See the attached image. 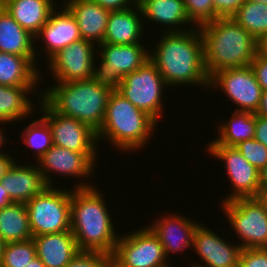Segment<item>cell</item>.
<instances>
[{"label": "cell", "instance_id": "6da1fadb", "mask_svg": "<svg viewBox=\"0 0 267 267\" xmlns=\"http://www.w3.org/2000/svg\"><path fill=\"white\" fill-rule=\"evenodd\" d=\"M159 39V40H158ZM149 50L166 85L197 86L209 90L210 78L204 65L203 40L199 27L182 32H162Z\"/></svg>", "mask_w": 267, "mask_h": 267}, {"label": "cell", "instance_id": "7a4b0ae2", "mask_svg": "<svg viewBox=\"0 0 267 267\" xmlns=\"http://www.w3.org/2000/svg\"><path fill=\"white\" fill-rule=\"evenodd\" d=\"M99 191L96 186L72 187L71 231L79 251H99L112 256L120 234Z\"/></svg>", "mask_w": 267, "mask_h": 267}, {"label": "cell", "instance_id": "3957f363", "mask_svg": "<svg viewBox=\"0 0 267 267\" xmlns=\"http://www.w3.org/2000/svg\"><path fill=\"white\" fill-rule=\"evenodd\" d=\"M114 88V83L97 75L79 81L55 82L42 90V98L57 113L77 119L98 132Z\"/></svg>", "mask_w": 267, "mask_h": 267}, {"label": "cell", "instance_id": "277c9868", "mask_svg": "<svg viewBox=\"0 0 267 267\" xmlns=\"http://www.w3.org/2000/svg\"><path fill=\"white\" fill-rule=\"evenodd\" d=\"M199 29L209 78L224 69L249 66L258 53L257 40L232 18H216Z\"/></svg>", "mask_w": 267, "mask_h": 267}, {"label": "cell", "instance_id": "5b68a950", "mask_svg": "<svg viewBox=\"0 0 267 267\" xmlns=\"http://www.w3.org/2000/svg\"><path fill=\"white\" fill-rule=\"evenodd\" d=\"M156 125L158 122L153 117L114 88L107 102L103 124L97 132L98 144L106 140L114 149L131 154L147 146L153 137L151 135L156 132Z\"/></svg>", "mask_w": 267, "mask_h": 267}, {"label": "cell", "instance_id": "8992f818", "mask_svg": "<svg viewBox=\"0 0 267 267\" xmlns=\"http://www.w3.org/2000/svg\"><path fill=\"white\" fill-rule=\"evenodd\" d=\"M47 186L26 203L33 236L71 230V188Z\"/></svg>", "mask_w": 267, "mask_h": 267}, {"label": "cell", "instance_id": "52a82bcc", "mask_svg": "<svg viewBox=\"0 0 267 267\" xmlns=\"http://www.w3.org/2000/svg\"><path fill=\"white\" fill-rule=\"evenodd\" d=\"M166 88L169 89L157 67L150 60L115 84V89L120 94L157 122L163 119V113L166 112L163 103Z\"/></svg>", "mask_w": 267, "mask_h": 267}, {"label": "cell", "instance_id": "ba28073f", "mask_svg": "<svg viewBox=\"0 0 267 267\" xmlns=\"http://www.w3.org/2000/svg\"><path fill=\"white\" fill-rule=\"evenodd\" d=\"M242 248H267V212L257 197L237 198L220 203ZM241 240V241H240Z\"/></svg>", "mask_w": 267, "mask_h": 267}, {"label": "cell", "instance_id": "9c48e42d", "mask_svg": "<svg viewBox=\"0 0 267 267\" xmlns=\"http://www.w3.org/2000/svg\"><path fill=\"white\" fill-rule=\"evenodd\" d=\"M37 112L42 113L40 116L49 124L54 145L84 153L96 165L99 158L97 132L77 119L57 113L43 98Z\"/></svg>", "mask_w": 267, "mask_h": 267}, {"label": "cell", "instance_id": "30bf717a", "mask_svg": "<svg viewBox=\"0 0 267 267\" xmlns=\"http://www.w3.org/2000/svg\"><path fill=\"white\" fill-rule=\"evenodd\" d=\"M121 234L111 257L122 267H173L148 225Z\"/></svg>", "mask_w": 267, "mask_h": 267}, {"label": "cell", "instance_id": "8fae6325", "mask_svg": "<svg viewBox=\"0 0 267 267\" xmlns=\"http://www.w3.org/2000/svg\"><path fill=\"white\" fill-rule=\"evenodd\" d=\"M97 45L80 39L60 50L46 65L55 82H72L98 75Z\"/></svg>", "mask_w": 267, "mask_h": 267}, {"label": "cell", "instance_id": "7c38bea8", "mask_svg": "<svg viewBox=\"0 0 267 267\" xmlns=\"http://www.w3.org/2000/svg\"><path fill=\"white\" fill-rule=\"evenodd\" d=\"M205 149L210 154L209 157L224 163L226 175L231 184V192L224 196L220 203L237 198L257 197L260 190L259 170L251 165L236 147L207 145Z\"/></svg>", "mask_w": 267, "mask_h": 267}, {"label": "cell", "instance_id": "4fadbf2b", "mask_svg": "<svg viewBox=\"0 0 267 267\" xmlns=\"http://www.w3.org/2000/svg\"><path fill=\"white\" fill-rule=\"evenodd\" d=\"M209 89H221L231 104H236L234 111L252 113L257 112L263 92L250 65L216 72L210 78Z\"/></svg>", "mask_w": 267, "mask_h": 267}, {"label": "cell", "instance_id": "5bb4252c", "mask_svg": "<svg viewBox=\"0 0 267 267\" xmlns=\"http://www.w3.org/2000/svg\"><path fill=\"white\" fill-rule=\"evenodd\" d=\"M37 162L47 186H54L53 182H56V179H53V177L57 173L58 176L62 175L66 178L68 176L73 179L76 178V182L78 181L77 178L80 177L81 183L77 182V184L73 185V188L96 186L90 179L94 176V169L97 168V166L84 153L74 152L53 144ZM51 174L54 176H51ZM92 174L93 176H91ZM89 176L90 179L88 181L86 178L88 179ZM83 178H85L84 182Z\"/></svg>", "mask_w": 267, "mask_h": 267}, {"label": "cell", "instance_id": "9a60e30c", "mask_svg": "<svg viewBox=\"0 0 267 267\" xmlns=\"http://www.w3.org/2000/svg\"><path fill=\"white\" fill-rule=\"evenodd\" d=\"M144 44H107L97 45L98 76L116 84L124 76L136 71L149 59V48Z\"/></svg>", "mask_w": 267, "mask_h": 267}, {"label": "cell", "instance_id": "2e32d148", "mask_svg": "<svg viewBox=\"0 0 267 267\" xmlns=\"http://www.w3.org/2000/svg\"><path fill=\"white\" fill-rule=\"evenodd\" d=\"M80 39L82 38L75 17L64 5L59 6V8L56 7L50 13L48 21L34 36V51L35 56H37V62H39L38 60L41 57L47 60L44 62H48L60 50ZM41 42L43 43L42 45ZM38 43L40 48L38 47Z\"/></svg>", "mask_w": 267, "mask_h": 267}, {"label": "cell", "instance_id": "e0dca14e", "mask_svg": "<svg viewBox=\"0 0 267 267\" xmlns=\"http://www.w3.org/2000/svg\"><path fill=\"white\" fill-rule=\"evenodd\" d=\"M199 222L193 235V251L200 257L191 267H238L242 247ZM233 243V244H232ZM202 262V263H200ZM197 263V264H196Z\"/></svg>", "mask_w": 267, "mask_h": 267}, {"label": "cell", "instance_id": "ac0fdd59", "mask_svg": "<svg viewBox=\"0 0 267 267\" xmlns=\"http://www.w3.org/2000/svg\"><path fill=\"white\" fill-rule=\"evenodd\" d=\"M161 215L148 227L159 238L167 260H170V254H185L188 248L193 250V235L199 225L196 219L192 220L181 213L174 212H169L165 216L161 213Z\"/></svg>", "mask_w": 267, "mask_h": 267}, {"label": "cell", "instance_id": "d6986e66", "mask_svg": "<svg viewBox=\"0 0 267 267\" xmlns=\"http://www.w3.org/2000/svg\"><path fill=\"white\" fill-rule=\"evenodd\" d=\"M0 183L15 203H27L47 187L37 162L25 165L18 160L12 163Z\"/></svg>", "mask_w": 267, "mask_h": 267}, {"label": "cell", "instance_id": "ffe728a7", "mask_svg": "<svg viewBox=\"0 0 267 267\" xmlns=\"http://www.w3.org/2000/svg\"><path fill=\"white\" fill-rule=\"evenodd\" d=\"M138 4L144 23L154 26L158 23L162 26L161 32H182L196 28L187 16L183 0H140Z\"/></svg>", "mask_w": 267, "mask_h": 267}, {"label": "cell", "instance_id": "44dd1931", "mask_svg": "<svg viewBox=\"0 0 267 267\" xmlns=\"http://www.w3.org/2000/svg\"><path fill=\"white\" fill-rule=\"evenodd\" d=\"M142 20V11L138 3L125 10L110 11L103 43L143 44L146 27Z\"/></svg>", "mask_w": 267, "mask_h": 267}, {"label": "cell", "instance_id": "7402d4cb", "mask_svg": "<svg viewBox=\"0 0 267 267\" xmlns=\"http://www.w3.org/2000/svg\"><path fill=\"white\" fill-rule=\"evenodd\" d=\"M38 87V88H37ZM40 86H3L0 85V121L7 122L8 126L9 124L15 125V121L22 122L24 119L32 118L31 115L34 117L35 114L38 115L37 109L34 110V108H37V103L42 98V88L39 89ZM41 91H39V90ZM35 91V94H33ZM41 92V93H40ZM35 95L36 105L33 103V95ZM38 94V97L37 95ZM31 99V101H30ZM38 101V102H37ZM36 107H34V106ZM35 111V112H33ZM35 113V114H34ZM12 122L14 124H12Z\"/></svg>", "mask_w": 267, "mask_h": 267}, {"label": "cell", "instance_id": "603a6c76", "mask_svg": "<svg viewBox=\"0 0 267 267\" xmlns=\"http://www.w3.org/2000/svg\"><path fill=\"white\" fill-rule=\"evenodd\" d=\"M63 4L75 17L82 39L103 43L110 11L91 0H68Z\"/></svg>", "mask_w": 267, "mask_h": 267}, {"label": "cell", "instance_id": "cb8c5ba5", "mask_svg": "<svg viewBox=\"0 0 267 267\" xmlns=\"http://www.w3.org/2000/svg\"><path fill=\"white\" fill-rule=\"evenodd\" d=\"M36 56H20L0 52V85L39 86L43 71ZM42 70V72H40Z\"/></svg>", "mask_w": 267, "mask_h": 267}, {"label": "cell", "instance_id": "d4e9b609", "mask_svg": "<svg viewBox=\"0 0 267 267\" xmlns=\"http://www.w3.org/2000/svg\"><path fill=\"white\" fill-rule=\"evenodd\" d=\"M33 240L45 267H65L79 251L71 230L33 236Z\"/></svg>", "mask_w": 267, "mask_h": 267}, {"label": "cell", "instance_id": "484cf974", "mask_svg": "<svg viewBox=\"0 0 267 267\" xmlns=\"http://www.w3.org/2000/svg\"><path fill=\"white\" fill-rule=\"evenodd\" d=\"M56 3L55 0H0L5 10L32 36L39 32L50 13L59 6Z\"/></svg>", "mask_w": 267, "mask_h": 267}, {"label": "cell", "instance_id": "4316f807", "mask_svg": "<svg viewBox=\"0 0 267 267\" xmlns=\"http://www.w3.org/2000/svg\"><path fill=\"white\" fill-rule=\"evenodd\" d=\"M230 118L217 125V137L207 145L235 147L240 142L255 137L256 114L252 112L232 111ZM221 123V124H220ZM219 135V136H218Z\"/></svg>", "mask_w": 267, "mask_h": 267}, {"label": "cell", "instance_id": "83f0119b", "mask_svg": "<svg viewBox=\"0 0 267 267\" xmlns=\"http://www.w3.org/2000/svg\"><path fill=\"white\" fill-rule=\"evenodd\" d=\"M0 52L35 56L34 36L23 29L0 4Z\"/></svg>", "mask_w": 267, "mask_h": 267}, {"label": "cell", "instance_id": "f1b7e54d", "mask_svg": "<svg viewBox=\"0 0 267 267\" xmlns=\"http://www.w3.org/2000/svg\"><path fill=\"white\" fill-rule=\"evenodd\" d=\"M0 238L4 243L33 238L26 203H12L0 209Z\"/></svg>", "mask_w": 267, "mask_h": 267}, {"label": "cell", "instance_id": "f546056e", "mask_svg": "<svg viewBox=\"0 0 267 267\" xmlns=\"http://www.w3.org/2000/svg\"><path fill=\"white\" fill-rule=\"evenodd\" d=\"M259 43L267 36V4L245 1L231 17Z\"/></svg>", "mask_w": 267, "mask_h": 267}, {"label": "cell", "instance_id": "4dcf8cb0", "mask_svg": "<svg viewBox=\"0 0 267 267\" xmlns=\"http://www.w3.org/2000/svg\"><path fill=\"white\" fill-rule=\"evenodd\" d=\"M38 117L39 118H35L36 120L33 119L27 126H24V129L20 134L22 144L24 143V145L30 148V152L35 156V162L38 161L53 145L49 124L42 116L40 117L38 115Z\"/></svg>", "mask_w": 267, "mask_h": 267}, {"label": "cell", "instance_id": "1f68e13d", "mask_svg": "<svg viewBox=\"0 0 267 267\" xmlns=\"http://www.w3.org/2000/svg\"><path fill=\"white\" fill-rule=\"evenodd\" d=\"M33 238L25 241L5 243L2 250L0 267H26L36 257Z\"/></svg>", "mask_w": 267, "mask_h": 267}, {"label": "cell", "instance_id": "d6a6232c", "mask_svg": "<svg viewBox=\"0 0 267 267\" xmlns=\"http://www.w3.org/2000/svg\"><path fill=\"white\" fill-rule=\"evenodd\" d=\"M183 1L187 16L196 27L214 20V7L212 0Z\"/></svg>", "mask_w": 267, "mask_h": 267}, {"label": "cell", "instance_id": "836d02e7", "mask_svg": "<svg viewBox=\"0 0 267 267\" xmlns=\"http://www.w3.org/2000/svg\"><path fill=\"white\" fill-rule=\"evenodd\" d=\"M235 147L259 171L267 164V147L254 138L242 141Z\"/></svg>", "mask_w": 267, "mask_h": 267}, {"label": "cell", "instance_id": "e575fe53", "mask_svg": "<svg viewBox=\"0 0 267 267\" xmlns=\"http://www.w3.org/2000/svg\"><path fill=\"white\" fill-rule=\"evenodd\" d=\"M109 257L99 251H78L65 267H105Z\"/></svg>", "mask_w": 267, "mask_h": 267}, {"label": "cell", "instance_id": "d590c367", "mask_svg": "<svg viewBox=\"0 0 267 267\" xmlns=\"http://www.w3.org/2000/svg\"><path fill=\"white\" fill-rule=\"evenodd\" d=\"M238 267H267V248H242Z\"/></svg>", "mask_w": 267, "mask_h": 267}, {"label": "cell", "instance_id": "8d00e7d4", "mask_svg": "<svg viewBox=\"0 0 267 267\" xmlns=\"http://www.w3.org/2000/svg\"><path fill=\"white\" fill-rule=\"evenodd\" d=\"M246 0H212L214 20L216 18H231Z\"/></svg>", "mask_w": 267, "mask_h": 267}, {"label": "cell", "instance_id": "74e56055", "mask_svg": "<svg viewBox=\"0 0 267 267\" xmlns=\"http://www.w3.org/2000/svg\"><path fill=\"white\" fill-rule=\"evenodd\" d=\"M250 66L254 71L256 80L261 86L262 91H267V59L258 52Z\"/></svg>", "mask_w": 267, "mask_h": 267}, {"label": "cell", "instance_id": "f35d334b", "mask_svg": "<svg viewBox=\"0 0 267 267\" xmlns=\"http://www.w3.org/2000/svg\"><path fill=\"white\" fill-rule=\"evenodd\" d=\"M91 1L99 4L101 7L109 11L125 10L137 3L136 0H91Z\"/></svg>", "mask_w": 267, "mask_h": 267}, {"label": "cell", "instance_id": "ab89813d", "mask_svg": "<svg viewBox=\"0 0 267 267\" xmlns=\"http://www.w3.org/2000/svg\"><path fill=\"white\" fill-rule=\"evenodd\" d=\"M255 140L267 147V118L256 114Z\"/></svg>", "mask_w": 267, "mask_h": 267}, {"label": "cell", "instance_id": "60d3db41", "mask_svg": "<svg viewBox=\"0 0 267 267\" xmlns=\"http://www.w3.org/2000/svg\"><path fill=\"white\" fill-rule=\"evenodd\" d=\"M15 161L14 157H12L11 154H0V180L5 175L6 171L9 169V167L12 165V163Z\"/></svg>", "mask_w": 267, "mask_h": 267}, {"label": "cell", "instance_id": "b9f144b4", "mask_svg": "<svg viewBox=\"0 0 267 267\" xmlns=\"http://www.w3.org/2000/svg\"><path fill=\"white\" fill-rule=\"evenodd\" d=\"M255 114L267 118V91L262 92L260 105Z\"/></svg>", "mask_w": 267, "mask_h": 267}, {"label": "cell", "instance_id": "7bdbcfd3", "mask_svg": "<svg viewBox=\"0 0 267 267\" xmlns=\"http://www.w3.org/2000/svg\"><path fill=\"white\" fill-rule=\"evenodd\" d=\"M14 203L11 199L5 188L0 183V209L9 206Z\"/></svg>", "mask_w": 267, "mask_h": 267}, {"label": "cell", "instance_id": "ee69618b", "mask_svg": "<svg viewBox=\"0 0 267 267\" xmlns=\"http://www.w3.org/2000/svg\"><path fill=\"white\" fill-rule=\"evenodd\" d=\"M4 124L7 125V122L0 121V154H5V152H7V149L6 151H4L5 149L1 150L3 148L2 146H4L6 142L8 141L7 139L8 134H6L5 136L4 132H6V130L4 131L3 129Z\"/></svg>", "mask_w": 267, "mask_h": 267}, {"label": "cell", "instance_id": "f6af8a7d", "mask_svg": "<svg viewBox=\"0 0 267 267\" xmlns=\"http://www.w3.org/2000/svg\"><path fill=\"white\" fill-rule=\"evenodd\" d=\"M257 199L263 204L267 212V187H260Z\"/></svg>", "mask_w": 267, "mask_h": 267}, {"label": "cell", "instance_id": "bcb514c9", "mask_svg": "<svg viewBox=\"0 0 267 267\" xmlns=\"http://www.w3.org/2000/svg\"><path fill=\"white\" fill-rule=\"evenodd\" d=\"M260 187H267V164L259 171Z\"/></svg>", "mask_w": 267, "mask_h": 267}, {"label": "cell", "instance_id": "7dc6e473", "mask_svg": "<svg viewBox=\"0 0 267 267\" xmlns=\"http://www.w3.org/2000/svg\"><path fill=\"white\" fill-rule=\"evenodd\" d=\"M258 52L267 59V36L259 42Z\"/></svg>", "mask_w": 267, "mask_h": 267}, {"label": "cell", "instance_id": "c3c4849f", "mask_svg": "<svg viewBox=\"0 0 267 267\" xmlns=\"http://www.w3.org/2000/svg\"><path fill=\"white\" fill-rule=\"evenodd\" d=\"M26 267H45L43 262L38 258V256L34 257Z\"/></svg>", "mask_w": 267, "mask_h": 267}, {"label": "cell", "instance_id": "681fc988", "mask_svg": "<svg viewBox=\"0 0 267 267\" xmlns=\"http://www.w3.org/2000/svg\"><path fill=\"white\" fill-rule=\"evenodd\" d=\"M105 267H122L119 263H117L111 256L106 262Z\"/></svg>", "mask_w": 267, "mask_h": 267}, {"label": "cell", "instance_id": "f907efd6", "mask_svg": "<svg viewBox=\"0 0 267 267\" xmlns=\"http://www.w3.org/2000/svg\"><path fill=\"white\" fill-rule=\"evenodd\" d=\"M4 242L3 240L0 238V261H1V257H2V250H3V246H4Z\"/></svg>", "mask_w": 267, "mask_h": 267}, {"label": "cell", "instance_id": "816d5d0a", "mask_svg": "<svg viewBox=\"0 0 267 267\" xmlns=\"http://www.w3.org/2000/svg\"><path fill=\"white\" fill-rule=\"evenodd\" d=\"M246 1L261 2L267 4V0H246Z\"/></svg>", "mask_w": 267, "mask_h": 267}]
</instances>
